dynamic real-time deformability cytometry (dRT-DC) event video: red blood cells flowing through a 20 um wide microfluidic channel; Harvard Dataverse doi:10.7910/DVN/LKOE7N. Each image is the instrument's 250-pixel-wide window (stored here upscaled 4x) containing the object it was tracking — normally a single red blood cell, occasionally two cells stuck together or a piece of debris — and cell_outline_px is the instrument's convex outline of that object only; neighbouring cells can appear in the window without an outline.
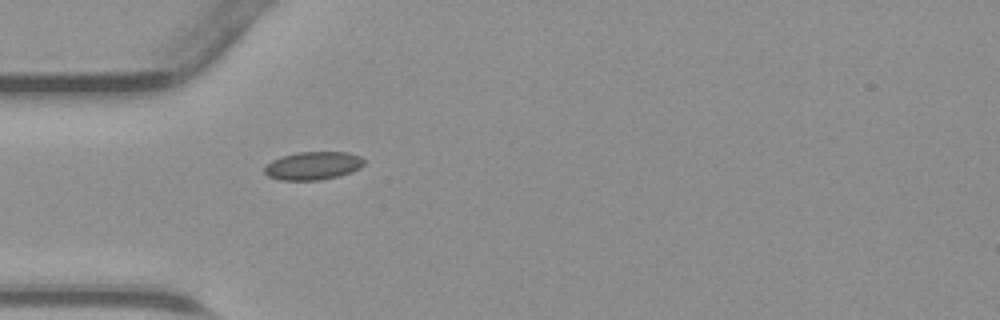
{"species": "common noctule bat (a hibernating species)", "species_latin": "Nyctalus noctula", "temperature_condition": "warm", "stored_images_in_passage": 33, "camera_frame_rate_fps": 3000, "um_per_image_px": 0.085, "animal": {"sex": "male", "body_mass_g": 23.1, "forearm_length_mm": 52.7}, "frame": {"image": 1, "passage_image": 1, "time_ms": 0.0, "image_size_px": [1000, 320], "cell_outline_px": [[364, 164], [360, 168], [352, 172], [320, 180], [280, 180], [268, 176], [264, 172], [264, 168], [272, 160], [280, 156], [296, 152], [348, 152], [360, 156], [364, 160]], "centroid_in_image_um": [26.6, 14.08], "position_along_channel_um": 58.4, "area_um2": 16.36}}
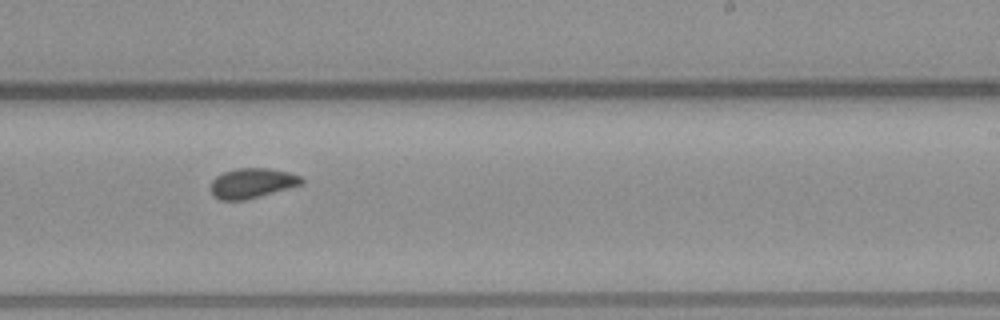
{"frame": {"image": 2, "passage_image": 15, "time_ms": 4.667, "image_size_px": [1000, 320], "cell_outline_px": [[304, 184], [260, 196], [244, 200], [220, 200], [212, 196], [212, 180], [216, 176], [224, 172], [236, 168], [268, 168], [288, 172], [300, 176], [304, 180]], "centroid_in_image_um": [21.44, 15.57], "position_along_channel_um": 267.6, "area_um2": 15.84}}
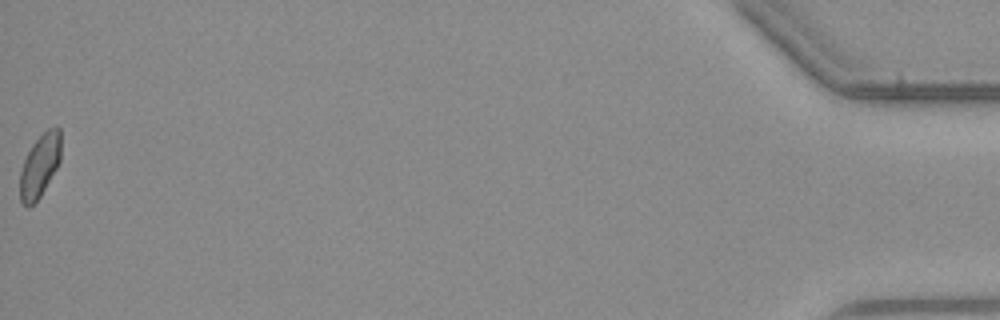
{"frame": {"image": 3, "passage_image": 33, "time_ms": 10.667, "image_size_px": [1000, 320], "cell_outline_px": [[60, 160], [56, 168], [40, 196], [28, 208], [20, 200], [20, 172], [24, 160], [32, 144], [48, 128], [60, 128]], "centroid_in_image_um": [3.37, 14.08], "position_along_channel_um": 431.8, "area_um2": 14.68}}